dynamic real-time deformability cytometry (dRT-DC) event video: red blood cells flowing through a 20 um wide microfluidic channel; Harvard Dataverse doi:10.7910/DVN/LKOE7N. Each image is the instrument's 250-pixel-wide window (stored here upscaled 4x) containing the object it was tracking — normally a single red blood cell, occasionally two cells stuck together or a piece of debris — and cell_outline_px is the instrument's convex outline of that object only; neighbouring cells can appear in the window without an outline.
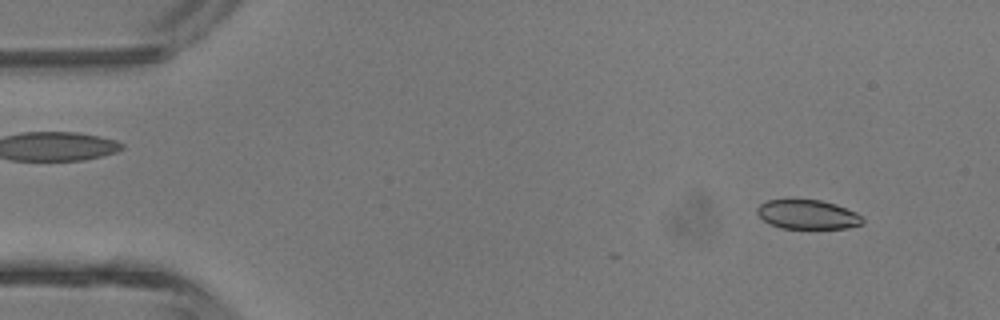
{"species": "common noctule bat (a hibernating species)", "species_latin": "Nyctalus noctula", "temperature_condition": "room temperature", "stored_images_in_passage": 4, "camera_frame_rate_fps": 3000, "um_per_image_px": 0.085, "animal": {"sex": "male", "body_mass_g": 13.3}, "frame": {"image": 1, "passage_image": 1, "time_ms": 0.0, "image_size_px": [1000, 320], "cell_outline_px": [[864, 224], [848, 228], [780, 228], [764, 220], [756, 212], [756, 208], [760, 204], [768, 200], [788, 196], [820, 200], [836, 204], [856, 212], [864, 216]], "centroid_in_image_um": [68.64, 18.18], "position_along_channel_um": 16.4, "area_um2": 18.73}}
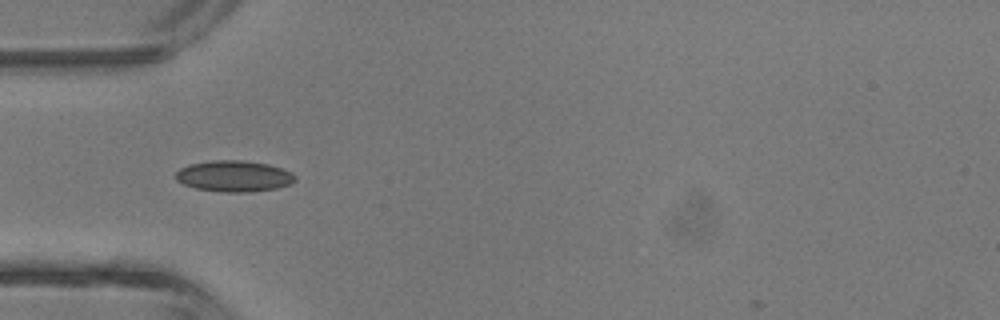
{"frame": {"image": 2, "passage_image": 4, "time_ms": 3.333, "image_size_px": [1000, 320], "cell_outline_px": [[296, 180], [288, 184], [276, 188], [248, 192], [220, 192], [196, 188], [184, 184], [176, 180], [176, 172], [180, 168], [188, 164], [212, 160], [240, 160], [268, 164], [292, 172], [296, 176]], "centroid_in_image_um": [19.87, 14.97], "position_along_channel_um": 65.1, "area_um2": 21.62}}